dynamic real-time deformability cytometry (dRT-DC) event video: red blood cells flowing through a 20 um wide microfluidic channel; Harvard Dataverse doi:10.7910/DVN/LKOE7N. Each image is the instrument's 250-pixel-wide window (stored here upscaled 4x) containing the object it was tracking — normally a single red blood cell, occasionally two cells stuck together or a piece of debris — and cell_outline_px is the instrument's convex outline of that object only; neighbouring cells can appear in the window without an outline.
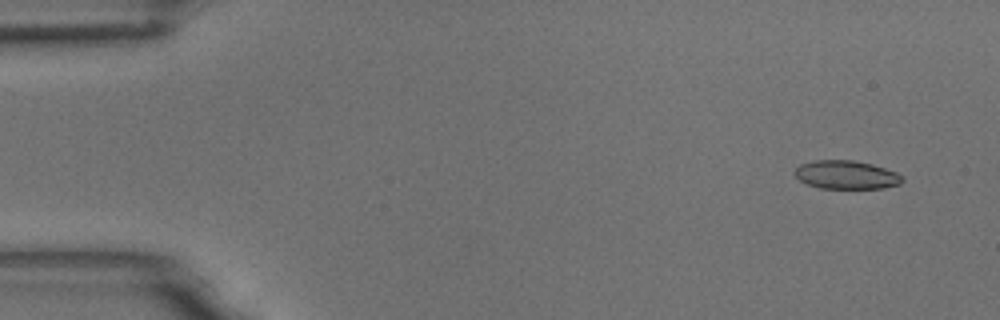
{"species": "common noctule bat (a hibernating species)", "species_latin": "Nyctalus noctula", "temperature_condition": "room temperature", "stored_images_in_passage": 5, "camera_frame_rate_fps": 3000, "um_per_image_px": 0.085, "animal": {"sex": "male", "body_mass_g": 18.8}, "frame": {"image": 1, "passage_image": 2, "time_ms": 0.333, "image_size_px": [1000, 320], "cell_outline_px": [[904, 180], [900, 184], [884, 188], [820, 188], [808, 184], [800, 180], [796, 176], [796, 168], [800, 164], [816, 160], [852, 160], [872, 164], [896, 172], [904, 176]], "centroid_in_image_um": [71.98, 14.86], "position_along_channel_um": 13.0, "area_um2": 17.74}}
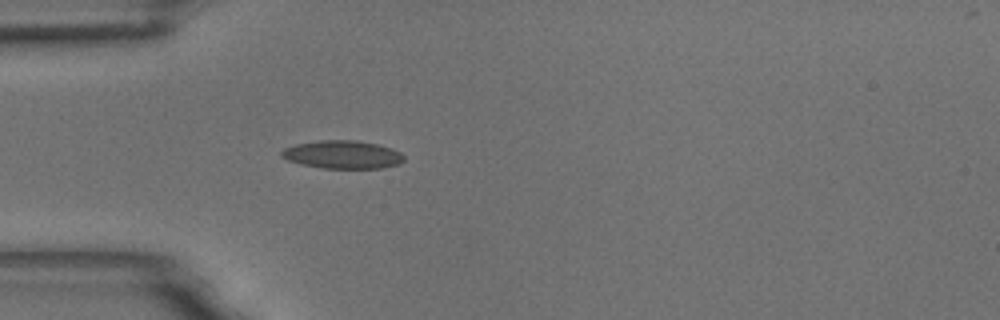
{"frame": {"image": 2, "passage_image": 5, "time_ms": 1.333, "image_size_px": [1000, 320], "cell_outline_px": [[404, 160], [400, 164], [384, 168], [324, 168], [300, 164], [288, 160], [280, 156], [280, 152], [284, 148], [296, 144], [320, 140], [356, 140], [376, 144], [392, 148], [400, 152], [404, 156]], "centroid_in_image_um": [29.12, 13.14], "position_along_channel_um": 55.9, "area_um2": 20.11}}